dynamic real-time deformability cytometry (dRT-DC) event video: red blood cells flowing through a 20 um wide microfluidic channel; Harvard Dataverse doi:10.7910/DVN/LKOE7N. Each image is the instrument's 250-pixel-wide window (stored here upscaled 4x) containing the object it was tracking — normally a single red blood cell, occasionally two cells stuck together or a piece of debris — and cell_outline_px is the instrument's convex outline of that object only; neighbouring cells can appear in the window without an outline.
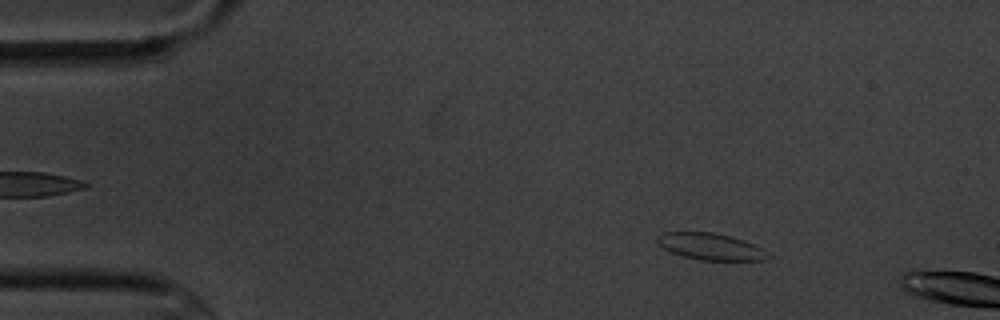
{"species": "common noctule bat (a hibernating species)", "species_latin": "Nyctalus noctula", "temperature_condition": "cold", "stored_images_in_passage": 4, "camera_frame_rate_fps": 3000, "um_per_image_px": 0.085, "animal": {"sex": "male", "body_mass_g": 20.1, "forearm_length_mm": 53.5}, "frame": {"image": 1, "passage_image": 2, "time_ms": 1.333, "image_size_px": [1000, 320], "cell_outline_px": [[772, 256], [764, 260], [700, 260], [684, 256], [672, 252], [664, 248], [656, 240], [656, 236], [664, 232], [712, 232], [732, 236], [744, 240], [768, 252]], "centroid_in_image_um": [60.41, 20.95], "position_along_channel_um": 24.6, "area_um2": 17.11}}